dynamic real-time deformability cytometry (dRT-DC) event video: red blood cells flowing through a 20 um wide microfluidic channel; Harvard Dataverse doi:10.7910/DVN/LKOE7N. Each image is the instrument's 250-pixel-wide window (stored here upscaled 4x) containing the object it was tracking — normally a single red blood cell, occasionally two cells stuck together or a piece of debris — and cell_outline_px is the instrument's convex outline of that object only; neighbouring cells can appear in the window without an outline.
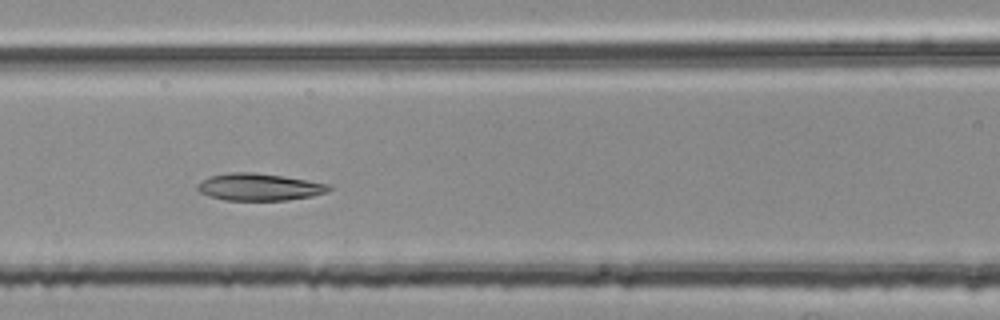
{"species": "common noctule bat (a hibernating species)", "species_latin": "Nyctalus noctula", "temperature_condition": "room temperature", "stored_images_in_passage": 7, "camera_frame_rate_fps": 3000, "um_per_image_px": 0.085, "animal": {"sex": "female", "body_mass_g": 25.1}, "frame": {"image": 1, "passage_image": 5, "time_ms": 1.333, "image_size_px": [1000, 320], "cell_outline_px": [[332, 188], [328, 192], [312, 196], [288, 200], [224, 200], [208, 196], [196, 192], [196, 184], [208, 176], [228, 172], [252, 172], [284, 176], [328, 184]], "centroid_in_image_um": [21.97, 15.89], "position_along_channel_um": 144.6, "area_um2": 21.04}}
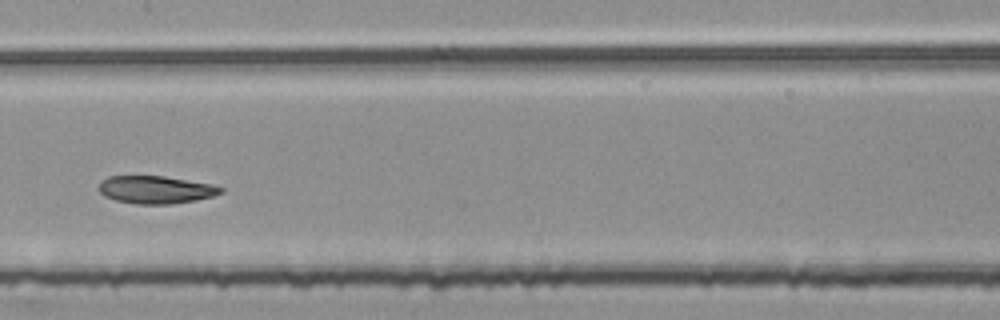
{"frame": {"image": 2, "passage_image": 6, "time_ms": 1.667, "image_size_px": [1000, 320], "cell_outline_px": [[224, 192], [212, 196], [196, 200], [172, 204], [136, 204], [116, 200], [104, 196], [96, 188], [100, 180], [108, 176], [164, 176], [212, 184], [224, 188]], "centroid_in_image_um": [13.21, 16.12], "position_along_channel_um": 194.2, "area_um2": 19.88}}
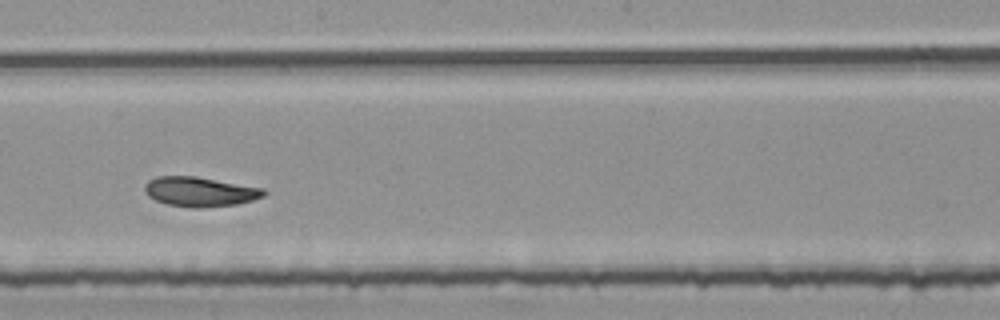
{"frame": {"image": 3, "passage_image": 7, "time_ms": 2.0, "image_size_px": [1000, 320], "cell_outline_px": [[268, 192], [264, 196], [252, 200], [236, 204], [200, 208], [192, 208], [168, 204], [156, 200], [148, 196], [144, 192], [144, 184], [148, 180], [156, 176], [196, 176], [264, 188]], "centroid_in_image_um": [16.98, 16.29], "position_along_channel_um": 231.2, "area_um2": 20.69}}